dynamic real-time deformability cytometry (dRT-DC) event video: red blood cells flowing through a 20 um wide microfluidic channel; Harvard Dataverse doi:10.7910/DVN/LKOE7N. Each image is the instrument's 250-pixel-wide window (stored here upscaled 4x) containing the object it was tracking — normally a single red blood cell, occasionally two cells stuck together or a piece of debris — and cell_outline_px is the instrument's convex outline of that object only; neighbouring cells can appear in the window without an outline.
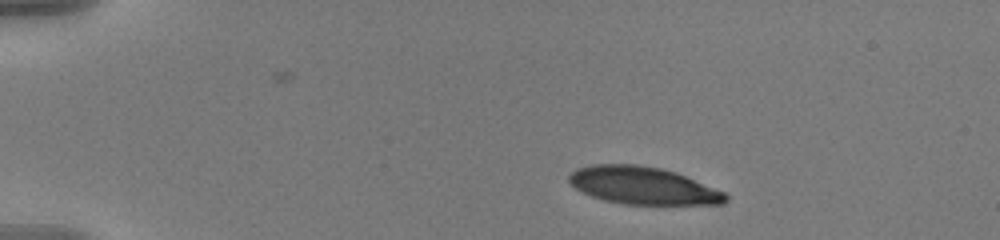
{"species": "human", "species_latin": "Homo sapiens", "temperature_condition": "warm", "stored_images_in_passage": 47, "camera_frame_rate_fps": 3000, "um_per_image_px": 0.085, "donor": {"sex": "male"}, "frame": {"image": 1, "passage_image": 1, "time_ms": 0.0, "image_size_px": [1000, 240], "cell_outline_px": [[728, 200], [724, 204], [624, 204], [604, 200], [592, 196], [576, 188], [568, 180], [568, 176], [576, 168], [592, 164], [636, 164], [660, 168], [676, 172], [724, 192], [728, 196]], "centroid_in_image_um": [54.64, 15.77], "position_along_channel_um": 30.4, "area_um2": 33.99}}
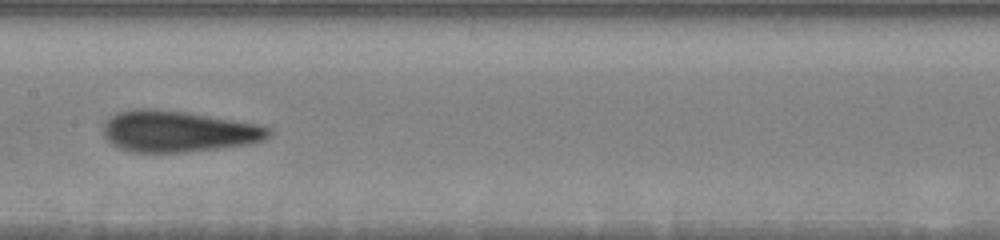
{"frame": {"image": 2, "passage_image": 21, "time_ms": 6.667, "image_size_px": [1000, 240], "cell_outline_px": [[272, 132], [264, 140], [252, 144], [184, 152], [136, 152], [120, 148], [112, 144], [104, 136], [104, 120], [108, 116], [116, 112], [132, 108], [152, 108], [188, 112], [260, 124], [272, 128]], "centroid_in_image_um": [15.14, 11.14], "position_along_channel_um": 192.3, "area_um2": 40.23}}
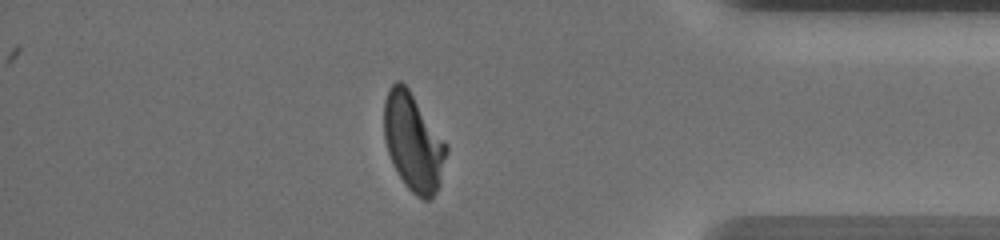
{"frame": {"image": 3, "passage_image": 40, "time_ms": 13.0, "image_size_px": [1000, 240], "cell_outline_px": [[448, 148], [440, 184], [432, 200], [424, 200], [416, 196], [404, 184], [388, 152], [384, 136], [384, 100], [388, 88], [396, 80], [400, 80], [408, 88], [448, 144]], "centroid_in_image_um": [35.14, 12.08], "position_along_channel_um": 400.1, "area_um2": 35.49}, "authors_computed_cell_mechanics": {"area_um2": 37.6856, "velocity_mm_per_s": 3.6311, "shape_relaxation_time_tau1_ms": 4.8614, "shape_relaxation_time_tau2_ms": 1.5218, "deformation_change_tau1": 0.1944, "deformation_change_tau2": 0.0835}}